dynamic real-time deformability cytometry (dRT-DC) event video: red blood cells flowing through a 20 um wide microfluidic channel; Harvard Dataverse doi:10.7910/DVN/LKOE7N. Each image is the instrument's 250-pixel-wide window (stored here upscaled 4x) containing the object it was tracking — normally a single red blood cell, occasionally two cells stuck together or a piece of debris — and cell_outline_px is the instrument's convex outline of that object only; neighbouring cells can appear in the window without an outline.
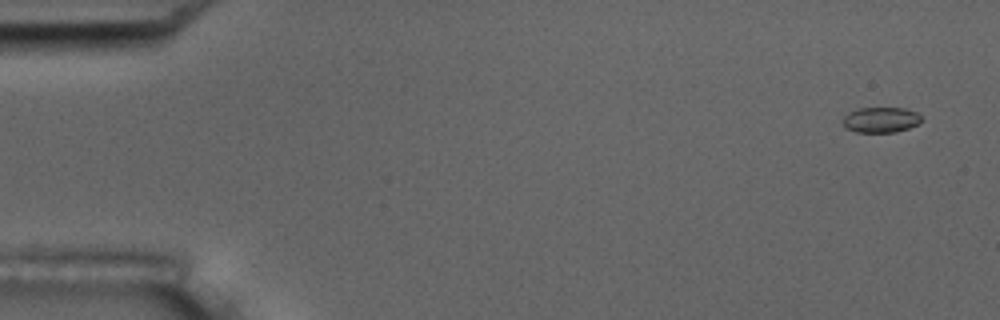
{"species": "common noctule bat (a hibernating species)", "species_latin": "Nyctalus noctula", "temperature_condition": "room temperature", "stored_images_in_passage": 5, "camera_frame_rate_fps": 3000, "um_per_image_px": 0.085, "animal": {"sex": "male", "body_mass_g": 17.5, "forearm_length_mm": 52.3}, "frame": {"image": 1, "passage_image": 1, "time_ms": 0.0, "image_size_px": [1000, 320], "cell_outline_px": [[920, 124], [896, 132], [856, 132], [844, 128], [844, 116], [848, 112], [856, 108], [904, 108], [916, 112], [920, 116]], "centroid_in_image_um": [74.85, 10.18], "position_along_channel_um": 10.2, "area_um2": 11.68}}
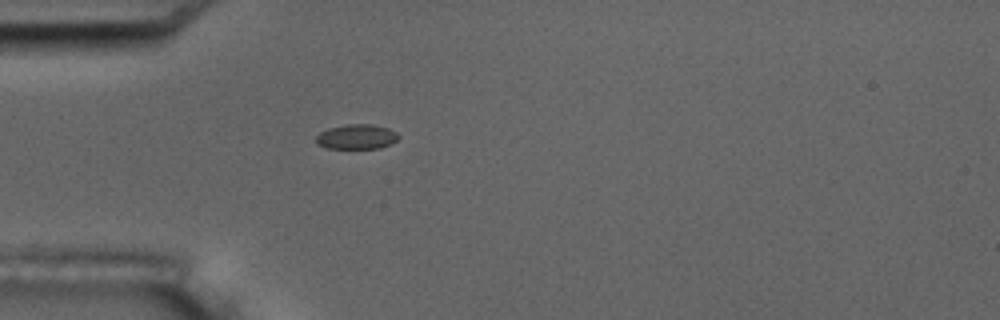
{"frame": {"image": 2, "passage_image": 5, "time_ms": 4.667, "image_size_px": [1000, 320], "cell_outline_px": [[400, 136], [392, 144], [380, 148], [328, 148], [316, 144], [316, 136], [320, 132], [328, 128], [348, 124], [372, 124], [388, 128], [396, 132]], "centroid_in_image_um": [30.32, 11.62], "position_along_channel_um": 54.7, "area_um2": 11.96}}